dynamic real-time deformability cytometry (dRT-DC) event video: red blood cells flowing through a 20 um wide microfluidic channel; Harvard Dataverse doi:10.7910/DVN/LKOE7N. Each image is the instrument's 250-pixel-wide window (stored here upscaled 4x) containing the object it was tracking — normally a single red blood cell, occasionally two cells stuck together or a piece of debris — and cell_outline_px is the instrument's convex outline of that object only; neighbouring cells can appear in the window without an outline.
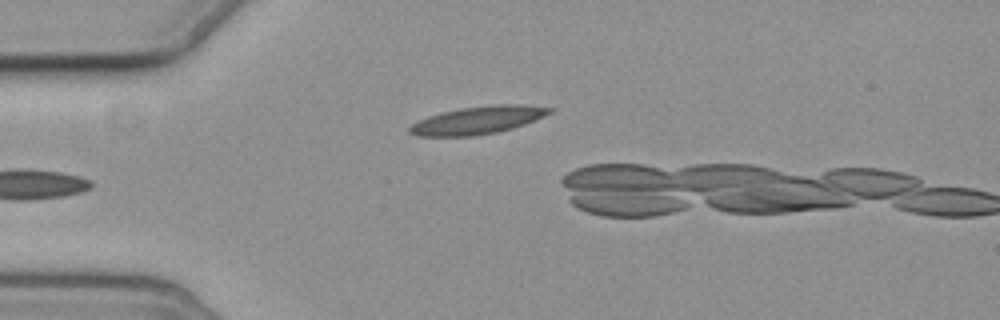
{"species": "common noctule bat (a hibernating species)", "species_latin": "Nyctalus noctula", "temperature_condition": "cold", "stored_images_in_passage": 3, "camera_frame_rate_fps": 3000, "um_per_image_px": 0.085, "animal": {"sex": "female", "body_mass_g": 19.3, "forearm_length_mm": 54.1}, "frame": {"image": 1, "passage_image": 3, "time_ms": 2.333, "image_size_px": [1000, 320], "cell_outline_px": [[556, 108], [552, 112], [544, 116], [524, 124], [512, 128], [496, 132], [472, 136], [416, 136], [408, 132], [408, 128], [416, 120], [440, 112], [460, 108], [492, 104], [520, 104]], "centroid_in_image_um": [40.58, 10.2], "position_along_channel_um": 44.4, "area_um2": 22.77}}